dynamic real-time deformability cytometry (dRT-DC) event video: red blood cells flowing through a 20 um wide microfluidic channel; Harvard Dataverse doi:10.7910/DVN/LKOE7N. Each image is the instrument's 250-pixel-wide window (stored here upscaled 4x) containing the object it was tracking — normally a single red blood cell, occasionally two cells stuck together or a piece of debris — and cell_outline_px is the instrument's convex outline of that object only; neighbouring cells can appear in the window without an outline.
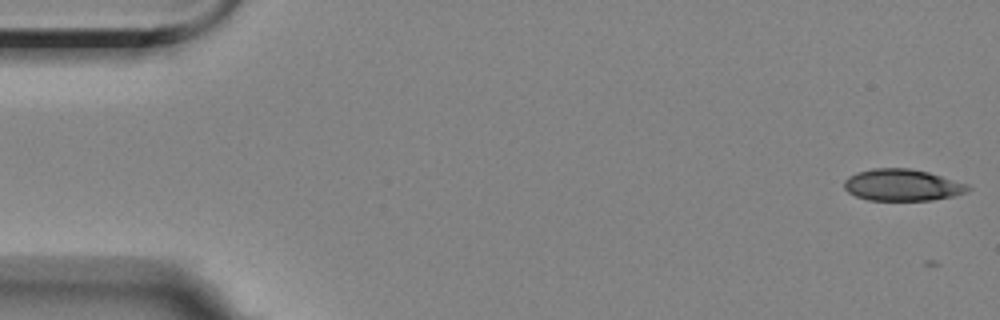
{"species": "Egyptian fruit bat (a non-hibernating species)", "species_latin": "Rousettus aegyptiacus", "temperature_condition": "room temperature", "stored_images_in_passage": 2, "camera_frame_rate_fps": 3000, "um_per_image_px": 0.085, "animal": {"sex": "female"}, "frame": {"image": 1, "passage_image": 1, "time_ms": 0.0, "image_size_px": [1000, 320], "cell_outline_px": [[972, 188], [964, 192], [952, 196], [932, 200], [868, 200], [856, 196], [848, 192], [844, 188], [844, 180], [848, 176], [856, 172], [872, 168], [908, 168], [928, 172], [968, 184]], "centroid_in_image_um": [76.65, 15.72], "position_along_channel_um": 8.3, "area_um2": 22.83}}